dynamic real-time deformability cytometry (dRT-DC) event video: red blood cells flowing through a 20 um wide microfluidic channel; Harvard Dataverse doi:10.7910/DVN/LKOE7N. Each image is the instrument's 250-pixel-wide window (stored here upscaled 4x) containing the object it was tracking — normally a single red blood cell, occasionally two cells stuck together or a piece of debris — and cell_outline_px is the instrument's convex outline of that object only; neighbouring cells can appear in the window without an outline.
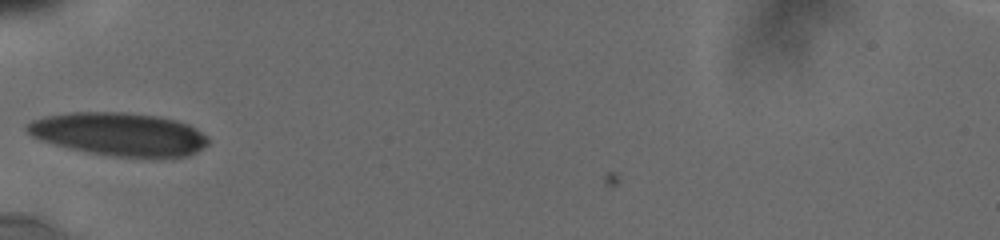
{"species": "human", "species_latin": "Homo sapiens", "temperature_condition": "cold", "stored_images_in_passage": 3, "camera_frame_rate_fps": 3000, "um_per_image_px": 0.085, "donor": {"sex": "male"}, "frame": {"image": 1, "passage_image": 1, "time_ms": 0.0, "image_size_px": [1000, 240], "cell_outline_px": [[208, 144], [196, 152], [188, 156], [112, 156], [88, 152], [68, 148], [40, 140], [32, 136], [24, 128], [32, 120], [44, 116], [72, 112], [124, 112], [160, 116], [176, 120], [188, 124], [196, 128], [208, 136]], "centroid_in_image_um": [10.12, 11.38], "position_along_channel_um": 74.9, "area_um2": 45.37}}
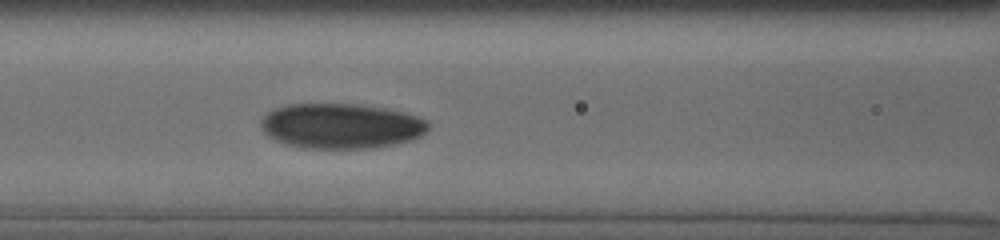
{"frame": {"image": 2, "passage_image": 3, "time_ms": 1.667, "image_size_px": [1000, 240], "cell_outline_px": [[432, 124], [420, 136], [412, 140], [396, 144], [372, 148], [300, 148], [284, 144], [268, 136], [264, 132], [260, 124], [260, 120], [268, 112], [276, 108], [288, 104], [352, 104], [380, 108], [400, 112], [416, 116], [428, 120]], "centroid_in_image_um": [28.98, 10.72], "position_along_channel_um": 137.6, "area_um2": 43.99}}